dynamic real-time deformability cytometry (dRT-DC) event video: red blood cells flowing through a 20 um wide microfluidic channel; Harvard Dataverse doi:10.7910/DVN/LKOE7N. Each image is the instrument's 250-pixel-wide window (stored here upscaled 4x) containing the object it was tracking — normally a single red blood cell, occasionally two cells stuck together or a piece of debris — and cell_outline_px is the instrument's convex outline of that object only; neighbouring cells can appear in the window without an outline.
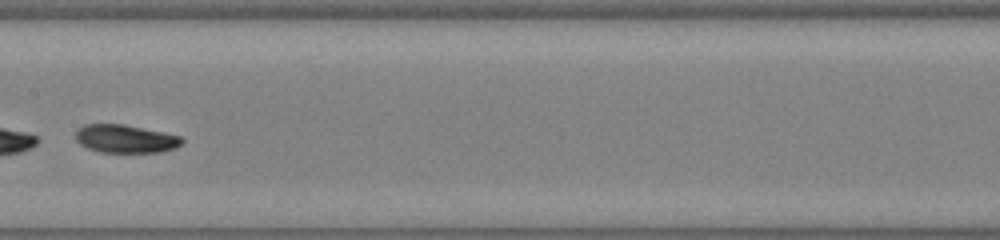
{"species": "common noctule bat (a hibernating species)", "species_latin": "Nyctalus noctula", "temperature_condition": "warm", "stored_images_in_passage": 31, "camera_frame_rate_fps": 3000, "um_per_image_px": 0.085, "animal": {"sex": "male", "body_mass_g": 19.0, "forearm_length_mm": 50.8}, "frame": {"image": 1, "passage_image": 10, "time_ms": 3.0, "image_size_px": [1000, 240], "cell_outline_px": [[184, 140], [176, 148], [160, 152], [100, 152], [88, 148], [80, 144], [76, 140], [76, 132], [84, 124], [124, 124], [164, 132], [180, 136]], "centroid_in_image_um": [10.67, 11.79], "position_along_channel_um": 196.7, "area_um2": 17.4}}